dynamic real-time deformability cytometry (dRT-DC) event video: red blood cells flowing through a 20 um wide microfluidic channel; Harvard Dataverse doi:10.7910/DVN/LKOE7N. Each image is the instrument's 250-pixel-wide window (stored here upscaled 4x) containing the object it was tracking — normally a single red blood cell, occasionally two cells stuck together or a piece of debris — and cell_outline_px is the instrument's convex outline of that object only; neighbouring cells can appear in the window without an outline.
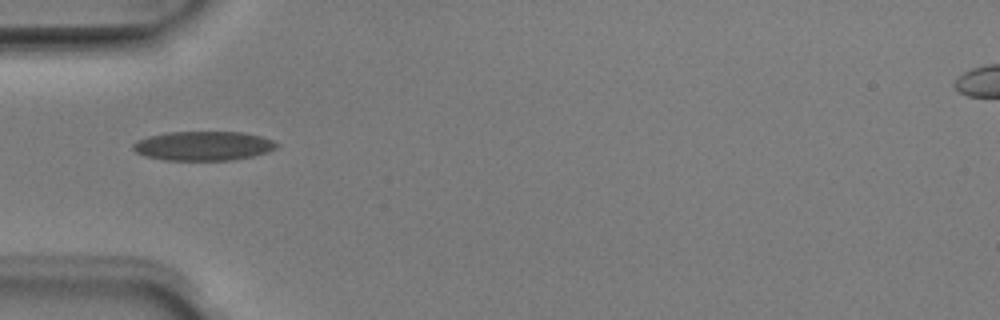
{"species": "Egyptian fruit bat (a non-hibernating species)", "species_latin": "Rousettus aegyptiacus", "temperature_condition": "room temperature", "stored_images_in_passage": 30, "camera_frame_rate_fps": 3000, "um_per_image_px": 0.085, "animal": {"sex": "male"}, "frame": {"image": 1, "passage_image": 1, "time_ms": 0.0, "image_size_px": [1000, 320], "cell_outline_px": [[280, 144], [276, 148], [252, 156], [232, 160], [164, 160], [144, 156], [136, 152], [132, 148], [132, 144], [136, 140], [148, 136], [168, 132], [244, 132], [260, 136], [272, 140]], "centroid_in_image_um": [17.24, 12.4], "position_along_channel_um": 67.8, "area_um2": 24.51}}
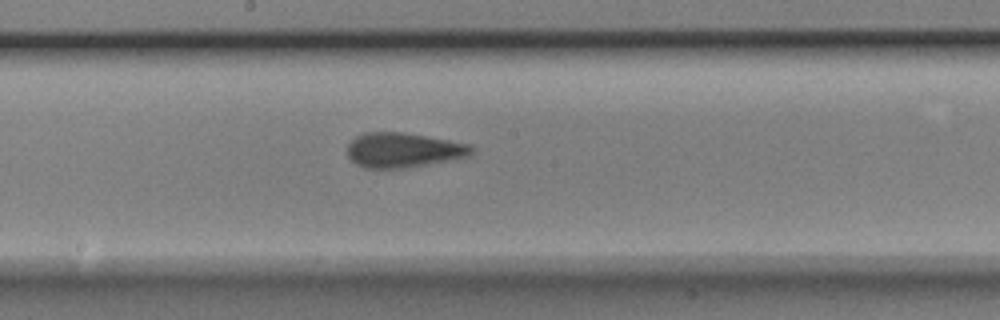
{"frame": {"image": 2, "passage_image": 12, "time_ms": 3.667, "image_size_px": [1000, 320], "cell_outline_px": [[476, 148], [472, 156], [404, 168], [364, 168], [356, 164], [348, 156], [348, 144], [356, 136], [364, 132], [404, 132], [472, 144]], "centroid_in_image_um": [34.33, 12.75], "position_along_channel_um": 213.9, "area_um2": 25.37}}
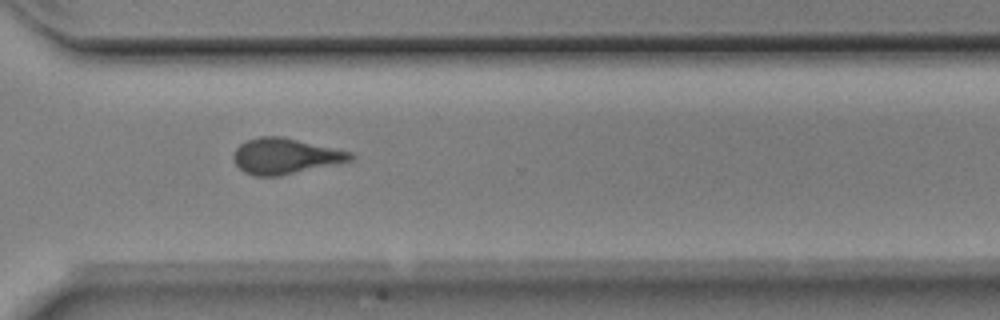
{"frame": {"image": 3, "passage_image": 22, "time_ms": 7.0, "image_size_px": [1000, 320], "cell_outline_px": [[356, 156], [352, 160], [340, 164], [280, 176], [256, 176], [244, 172], [236, 164], [232, 156], [236, 148], [240, 144], [248, 140], [260, 136], [284, 136], [352, 152]], "centroid_in_image_um": [24.29, 13.27], "position_along_channel_um": 346.3, "area_um2": 24.68}, "authors_computed_cell_mechanics": {"area_um2": 24.9696, "velocity_mm_per_s": 3.982, "shape_relaxation_time_tau1_ms": 6.973, "shape_relaxation_time_tau2_ms": 1.5038, "deformation_change_tau1": 0.1517, "deformation_change_tau2": 0.0765}}